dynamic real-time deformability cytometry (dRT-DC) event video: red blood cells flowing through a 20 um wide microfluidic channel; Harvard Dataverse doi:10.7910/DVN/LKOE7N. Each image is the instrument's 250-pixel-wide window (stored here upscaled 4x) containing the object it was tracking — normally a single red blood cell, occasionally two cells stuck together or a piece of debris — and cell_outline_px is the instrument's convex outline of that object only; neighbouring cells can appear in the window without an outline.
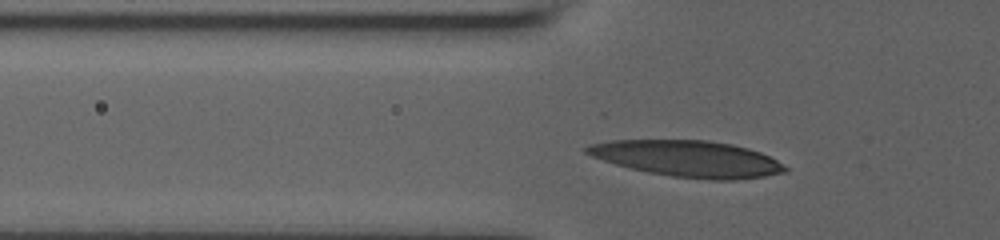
{"species": "human", "species_latin": "Homo sapiens", "temperature_condition": "room temperature", "stored_images_in_passage": 33, "camera_frame_rate_fps": 3000, "um_per_image_px": 0.085, "donor": {"sex": "male"}, "frame": {"image": 1, "passage_image": 6, "time_ms": 1.667, "image_size_px": [1000, 240], "cell_outline_px": [[788, 172], [764, 176], [736, 180], [712, 180], [672, 176], [648, 172], [616, 164], [592, 156], [584, 152], [584, 148], [588, 144], [612, 140], [708, 140], [732, 144], [748, 148], [760, 152], [776, 160], [788, 168]], "centroid_in_image_um": [58.47, 13.48], "position_along_channel_um": 67.3, "area_um2": 41.79}}
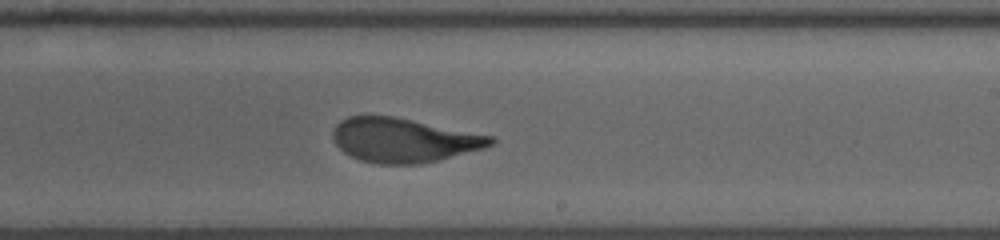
{"frame": {"image": 2, "passage_image": 21, "time_ms": 6.667, "image_size_px": [1000, 240], "cell_outline_px": [[496, 140], [492, 144], [484, 148], [420, 164], [380, 164], [360, 160], [344, 152], [336, 144], [332, 136], [332, 132], [336, 124], [340, 120], [348, 116], [392, 116], [492, 136]], "centroid_in_image_um": [34.27, 11.91], "position_along_channel_um": 254.7, "area_um2": 40.17}}
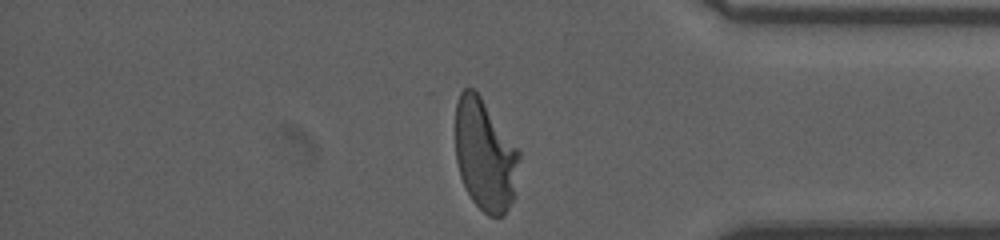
{"frame": {"image": 3, "passage_image": 33, "time_ms": 10.667, "image_size_px": [1000, 240], "cell_outline_px": [[520, 156], [516, 196], [504, 216], [488, 216], [472, 200], [460, 176], [456, 160], [456, 100], [460, 92], [464, 88], [472, 88], [480, 96], [520, 152]], "centroid_in_image_um": [41.24, 13.22], "position_along_channel_um": 394.0, "area_um2": 41.5}, "authors_computed_cell_mechanics": {"area_um2": 41.5004, "velocity_mm_per_s": 3.8372, "shape_relaxation_time_tau1_ms": 4.8017, "shape_relaxation_time_tau2_ms": 1.0451, "deformation_change_tau1": 0.2264, "deformation_change_tau2": 0.0831}}